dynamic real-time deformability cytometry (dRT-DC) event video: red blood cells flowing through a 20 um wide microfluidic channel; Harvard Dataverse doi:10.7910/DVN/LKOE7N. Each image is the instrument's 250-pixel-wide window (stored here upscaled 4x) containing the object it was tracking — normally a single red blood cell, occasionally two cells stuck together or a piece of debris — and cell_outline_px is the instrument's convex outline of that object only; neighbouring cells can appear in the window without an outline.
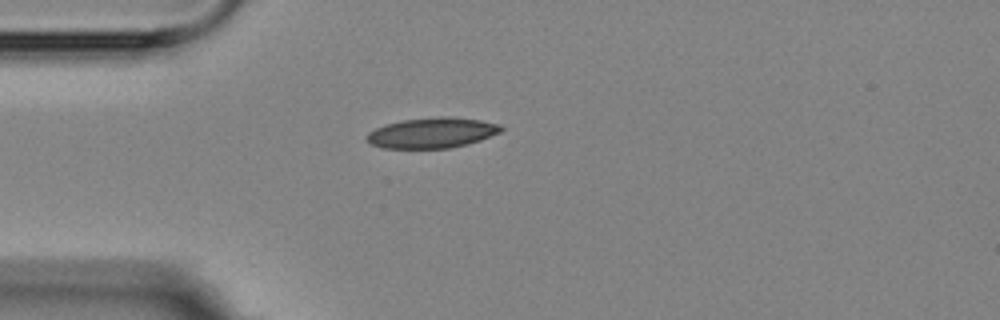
{"species": "Egyptian fruit bat (a non-hibernating species)", "species_latin": "Rousettus aegyptiacus", "temperature_condition": "room temperature", "stored_images_in_passage": 1, "camera_frame_rate_fps": 3000, "um_per_image_px": 0.085, "animal": {"sex": "female"}, "frame": {"image": 1, "passage_image": 1, "time_ms": 0.0, "image_size_px": [1000, 320], "cell_outline_px": [[504, 128], [500, 132], [480, 140], [468, 144], [448, 148], [380, 148], [368, 144], [364, 140], [364, 136], [368, 132], [384, 124], [404, 120], [440, 116], [448, 116], [480, 120], [500, 124]], "centroid_in_image_um": [36.66, 11.29], "position_along_channel_um": 48.3, "area_um2": 24.04}}